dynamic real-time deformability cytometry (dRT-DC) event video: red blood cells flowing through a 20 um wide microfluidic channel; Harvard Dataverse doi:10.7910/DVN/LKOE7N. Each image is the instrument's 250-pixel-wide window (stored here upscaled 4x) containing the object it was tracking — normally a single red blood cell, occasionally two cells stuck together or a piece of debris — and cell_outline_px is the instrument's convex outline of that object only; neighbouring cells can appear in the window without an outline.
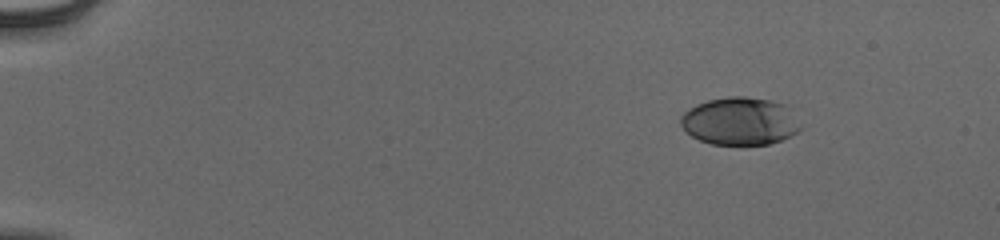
{"species": "human", "species_latin": "Homo sapiens", "temperature_condition": "cold", "stored_images_in_passage": 48, "camera_frame_rate_fps": 3000, "um_per_image_px": 0.085, "donor": {"sex": "male"}, "frame": {"image": 1, "passage_image": 1, "time_ms": 0.0, "image_size_px": [1000, 240], "cell_outline_px": [[800, 128], [796, 132], [780, 140], [768, 144], [712, 144], [700, 140], [692, 136], [680, 124], [680, 116], [688, 108], [696, 104], [708, 100], [728, 96], [744, 96], [772, 100], [784, 104]], "centroid_in_image_um": [62.81, 10.28], "position_along_channel_um": 22.2, "area_um2": 32.83}}
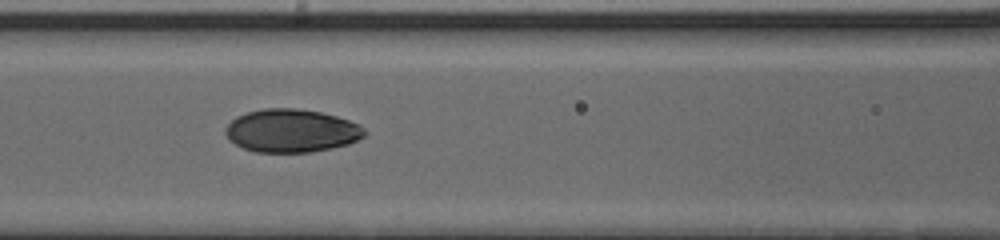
{"frame": {"image": 2, "passage_image": 20, "time_ms": 6.333, "image_size_px": [1000, 240], "cell_outline_px": [[368, 132], [364, 136], [348, 144], [332, 148], [308, 152], [256, 152], [244, 148], [236, 144], [224, 132], [224, 128], [236, 116], [248, 112], [264, 108], [296, 108], [320, 112], [336, 116], [360, 124]], "centroid_in_image_um": [24.79, 11.1], "position_along_channel_um": 141.8, "area_um2": 34.85}}
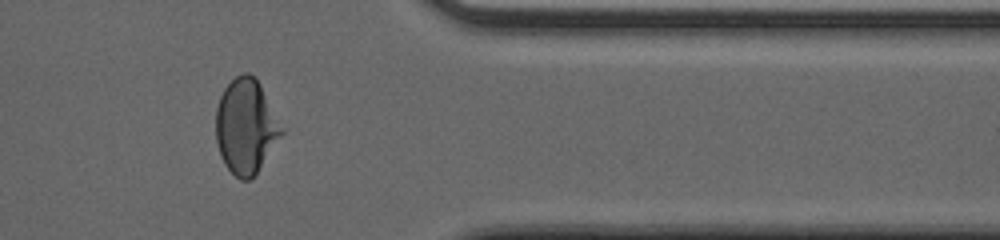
{"frame": {"image": 3, "passage_image": 40, "time_ms": 13.0, "image_size_px": [1000, 240], "cell_outline_px": [[284, 132], [256, 172], [248, 180], [240, 180], [224, 164], [220, 156], [216, 140], [216, 108], [220, 96], [224, 88], [236, 76], [244, 72], [248, 72], [260, 84]], "centroid_in_image_um": [20.86, 10.74], "position_along_channel_um": 390.5, "area_um2": 35.55}, "authors_computed_cell_mechanics": {"area_um2": 34.9979, "velocity_mm_per_s": 3.883, "shape_relaxation_time_tau1_ms": 4.9822, "shape_relaxation_time_tau2_ms": 1.0675, "deformation_change_tau1": 0.1802, "deformation_change_tau2": 0.0405}}